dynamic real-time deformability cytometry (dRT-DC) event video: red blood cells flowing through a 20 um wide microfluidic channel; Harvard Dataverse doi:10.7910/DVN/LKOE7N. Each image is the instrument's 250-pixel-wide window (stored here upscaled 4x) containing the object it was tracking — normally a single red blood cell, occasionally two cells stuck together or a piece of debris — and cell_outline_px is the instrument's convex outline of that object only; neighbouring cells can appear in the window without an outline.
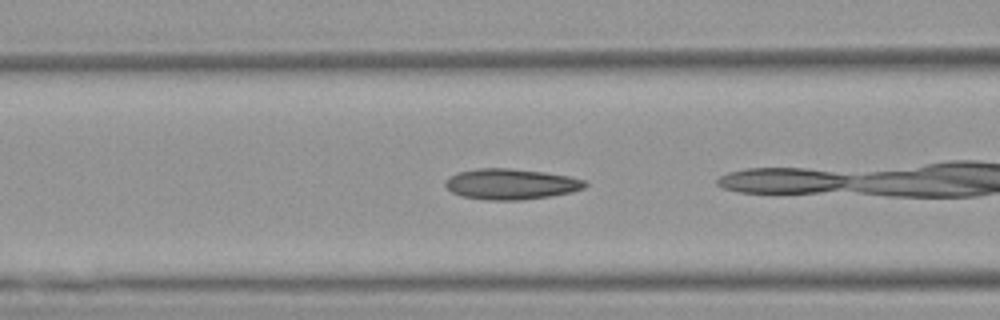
{"species": "Egyptian fruit bat (a non-hibernating species)", "species_latin": "Rousettus aegyptiacus", "temperature_condition": "warm", "stored_images_in_passage": 30, "camera_frame_rate_fps": 3000, "um_per_image_px": 0.085, "animal": {"sex": "female"}, "frame": {"image": 1, "passage_image": 12, "time_ms": 3.667, "image_size_px": [1000, 320], "cell_outline_px": [[588, 184], [584, 188], [572, 192], [548, 196], [520, 200], [488, 200], [464, 196], [452, 192], [444, 184], [448, 176], [460, 172], [476, 168], [508, 168], [544, 172], [568, 176], [584, 180]], "centroid_in_image_um": [43.43, 15.64], "position_along_channel_um": 123.2, "area_um2": 24.8}}
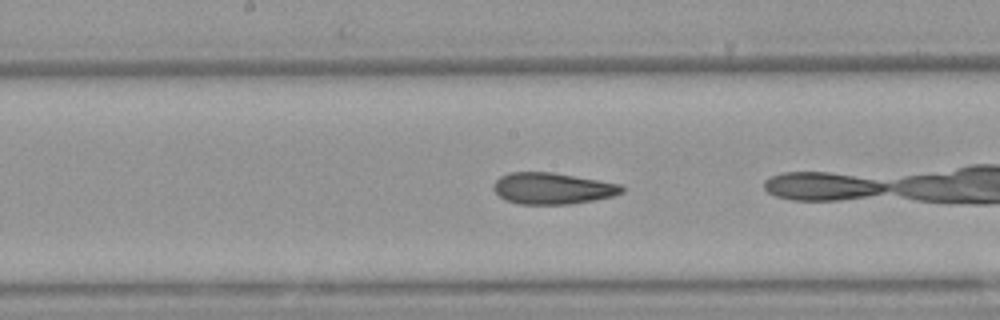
{"frame": {"image": 2, "passage_image": 18, "time_ms": 5.667, "image_size_px": [1000, 320], "cell_outline_px": [[624, 192], [612, 196], [592, 200], [568, 204], [520, 204], [504, 200], [492, 188], [492, 184], [500, 176], [508, 172], [552, 172], [620, 184], [624, 188]], "centroid_in_image_um": [46.91, 16.01], "position_along_channel_um": 201.3, "area_um2": 23.41}}
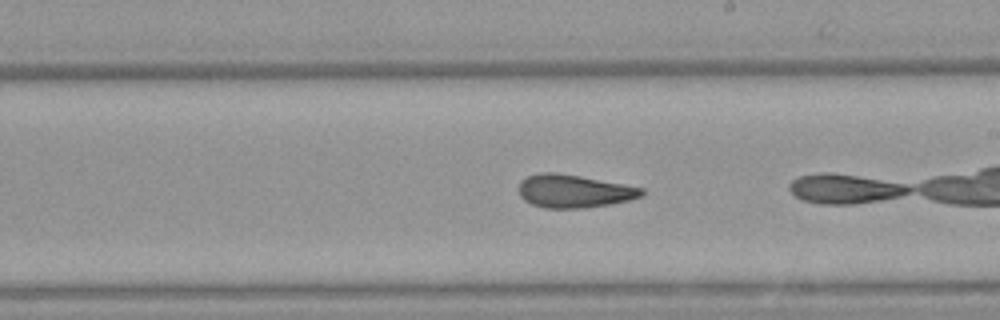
{"frame": {"image": 3, "passage_image": 21, "time_ms": 6.667, "image_size_px": [1000, 320], "cell_outline_px": [[644, 192], [640, 196], [628, 200], [608, 204], [584, 208], [544, 208], [532, 204], [524, 200], [520, 196], [520, 180], [528, 176], [540, 172], [556, 172], [580, 176], [624, 184], [644, 188]], "centroid_in_image_um": [48.76, 16.24], "position_along_channel_um": 240.2, "area_um2": 23.52}}